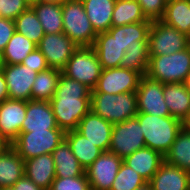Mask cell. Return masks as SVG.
Returning a JSON list of instances; mask_svg holds the SVG:
<instances>
[{
	"label": "cell",
	"mask_w": 190,
	"mask_h": 190,
	"mask_svg": "<svg viewBox=\"0 0 190 190\" xmlns=\"http://www.w3.org/2000/svg\"><path fill=\"white\" fill-rule=\"evenodd\" d=\"M49 102L58 128L64 132L75 130L91 110V90L61 73L55 95Z\"/></svg>",
	"instance_id": "6da1fadb"
},
{
	"label": "cell",
	"mask_w": 190,
	"mask_h": 190,
	"mask_svg": "<svg viewBox=\"0 0 190 190\" xmlns=\"http://www.w3.org/2000/svg\"><path fill=\"white\" fill-rule=\"evenodd\" d=\"M143 132L145 147L160 152L163 156L169 151L183 123L172 116L160 117L137 113L135 116Z\"/></svg>",
	"instance_id": "7a4b0ae2"
},
{
	"label": "cell",
	"mask_w": 190,
	"mask_h": 190,
	"mask_svg": "<svg viewBox=\"0 0 190 190\" xmlns=\"http://www.w3.org/2000/svg\"><path fill=\"white\" fill-rule=\"evenodd\" d=\"M91 110L111 124L134 118L138 112L136 92L91 93Z\"/></svg>",
	"instance_id": "3957f363"
},
{
	"label": "cell",
	"mask_w": 190,
	"mask_h": 190,
	"mask_svg": "<svg viewBox=\"0 0 190 190\" xmlns=\"http://www.w3.org/2000/svg\"><path fill=\"white\" fill-rule=\"evenodd\" d=\"M190 72V45L168 55L149 56L146 75L163 84L185 83Z\"/></svg>",
	"instance_id": "277c9868"
},
{
	"label": "cell",
	"mask_w": 190,
	"mask_h": 190,
	"mask_svg": "<svg viewBox=\"0 0 190 190\" xmlns=\"http://www.w3.org/2000/svg\"><path fill=\"white\" fill-rule=\"evenodd\" d=\"M63 33L78 47L93 46L97 33L81 0H66L62 2Z\"/></svg>",
	"instance_id": "5b68a950"
},
{
	"label": "cell",
	"mask_w": 190,
	"mask_h": 190,
	"mask_svg": "<svg viewBox=\"0 0 190 190\" xmlns=\"http://www.w3.org/2000/svg\"><path fill=\"white\" fill-rule=\"evenodd\" d=\"M102 67L92 46L78 47L66 63L62 74L77 80L91 91L97 85Z\"/></svg>",
	"instance_id": "8992f818"
},
{
	"label": "cell",
	"mask_w": 190,
	"mask_h": 190,
	"mask_svg": "<svg viewBox=\"0 0 190 190\" xmlns=\"http://www.w3.org/2000/svg\"><path fill=\"white\" fill-rule=\"evenodd\" d=\"M64 136L62 129L21 132L11 146L23 160H27L42 154H51L64 140Z\"/></svg>",
	"instance_id": "52a82bcc"
},
{
	"label": "cell",
	"mask_w": 190,
	"mask_h": 190,
	"mask_svg": "<svg viewBox=\"0 0 190 190\" xmlns=\"http://www.w3.org/2000/svg\"><path fill=\"white\" fill-rule=\"evenodd\" d=\"M190 45V37L161 20H153L148 35L149 56L174 54Z\"/></svg>",
	"instance_id": "ba28073f"
},
{
	"label": "cell",
	"mask_w": 190,
	"mask_h": 190,
	"mask_svg": "<svg viewBox=\"0 0 190 190\" xmlns=\"http://www.w3.org/2000/svg\"><path fill=\"white\" fill-rule=\"evenodd\" d=\"M144 147L143 132L136 117L113 124L109 152L124 159Z\"/></svg>",
	"instance_id": "9c48e42d"
},
{
	"label": "cell",
	"mask_w": 190,
	"mask_h": 190,
	"mask_svg": "<svg viewBox=\"0 0 190 190\" xmlns=\"http://www.w3.org/2000/svg\"><path fill=\"white\" fill-rule=\"evenodd\" d=\"M137 113L171 116L164 100L163 83L142 75L136 90Z\"/></svg>",
	"instance_id": "30bf717a"
},
{
	"label": "cell",
	"mask_w": 190,
	"mask_h": 190,
	"mask_svg": "<svg viewBox=\"0 0 190 190\" xmlns=\"http://www.w3.org/2000/svg\"><path fill=\"white\" fill-rule=\"evenodd\" d=\"M141 76L139 72L128 68L102 69L97 85L91 93L120 94L136 92Z\"/></svg>",
	"instance_id": "8fae6325"
},
{
	"label": "cell",
	"mask_w": 190,
	"mask_h": 190,
	"mask_svg": "<svg viewBox=\"0 0 190 190\" xmlns=\"http://www.w3.org/2000/svg\"><path fill=\"white\" fill-rule=\"evenodd\" d=\"M37 48L46 58L49 68L62 71L78 46L64 33L45 34Z\"/></svg>",
	"instance_id": "7c38bea8"
},
{
	"label": "cell",
	"mask_w": 190,
	"mask_h": 190,
	"mask_svg": "<svg viewBox=\"0 0 190 190\" xmlns=\"http://www.w3.org/2000/svg\"><path fill=\"white\" fill-rule=\"evenodd\" d=\"M123 159L107 151L85 170L91 190H110Z\"/></svg>",
	"instance_id": "4fadbf2b"
},
{
	"label": "cell",
	"mask_w": 190,
	"mask_h": 190,
	"mask_svg": "<svg viewBox=\"0 0 190 190\" xmlns=\"http://www.w3.org/2000/svg\"><path fill=\"white\" fill-rule=\"evenodd\" d=\"M5 76L9 99L32 100V85L37 72L22 64L0 65Z\"/></svg>",
	"instance_id": "5bb4252c"
},
{
	"label": "cell",
	"mask_w": 190,
	"mask_h": 190,
	"mask_svg": "<svg viewBox=\"0 0 190 190\" xmlns=\"http://www.w3.org/2000/svg\"><path fill=\"white\" fill-rule=\"evenodd\" d=\"M27 101L7 99L0 103V137L11 145L21 133Z\"/></svg>",
	"instance_id": "9a60e30c"
},
{
	"label": "cell",
	"mask_w": 190,
	"mask_h": 190,
	"mask_svg": "<svg viewBox=\"0 0 190 190\" xmlns=\"http://www.w3.org/2000/svg\"><path fill=\"white\" fill-rule=\"evenodd\" d=\"M113 124L90 110L78 123L77 131L103 152L109 151Z\"/></svg>",
	"instance_id": "2e32d148"
},
{
	"label": "cell",
	"mask_w": 190,
	"mask_h": 190,
	"mask_svg": "<svg viewBox=\"0 0 190 190\" xmlns=\"http://www.w3.org/2000/svg\"><path fill=\"white\" fill-rule=\"evenodd\" d=\"M60 129L57 126L55 116L49 101H27L25 120L22 123L21 132L45 131Z\"/></svg>",
	"instance_id": "e0dca14e"
},
{
	"label": "cell",
	"mask_w": 190,
	"mask_h": 190,
	"mask_svg": "<svg viewBox=\"0 0 190 190\" xmlns=\"http://www.w3.org/2000/svg\"><path fill=\"white\" fill-rule=\"evenodd\" d=\"M148 183L153 190H190V172L164 161Z\"/></svg>",
	"instance_id": "ac0fdd59"
},
{
	"label": "cell",
	"mask_w": 190,
	"mask_h": 190,
	"mask_svg": "<svg viewBox=\"0 0 190 190\" xmlns=\"http://www.w3.org/2000/svg\"><path fill=\"white\" fill-rule=\"evenodd\" d=\"M152 21L111 27L108 32L126 51L127 48L148 47V35Z\"/></svg>",
	"instance_id": "d6986e66"
},
{
	"label": "cell",
	"mask_w": 190,
	"mask_h": 190,
	"mask_svg": "<svg viewBox=\"0 0 190 190\" xmlns=\"http://www.w3.org/2000/svg\"><path fill=\"white\" fill-rule=\"evenodd\" d=\"M163 94L170 115L183 123L190 113V91L187 89L186 84H163Z\"/></svg>",
	"instance_id": "ffe728a7"
},
{
	"label": "cell",
	"mask_w": 190,
	"mask_h": 190,
	"mask_svg": "<svg viewBox=\"0 0 190 190\" xmlns=\"http://www.w3.org/2000/svg\"><path fill=\"white\" fill-rule=\"evenodd\" d=\"M163 162L164 156L149 147L141 148L123 159L124 164L133 168L147 182L154 176Z\"/></svg>",
	"instance_id": "44dd1931"
},
{
	"label": "cell",
	"mask_w": 190,
	"mask_h": 190,
	"mask_svg": "<svg viewBox=\"0 0 190 190\" xmlns=\"http://www.w3.org/2000/svg\"><path fill=\"white\" fill-rule=\"evenodd\" d=\"M24 162L25 175L38 187L50 190L55 179V163L52 154H42Z\"/></svg>",
	"instance_id": "7402d4cb"
},
{
	"label": "cell",
	"mask_w": 190,
	"mask_h": 190,
	"mask_svg": "<svg viewBox=\"0 0 190 190\" xmlns=\"http://www.w3.org/2000/svg\"><path fill=\"white\" fill-rule=\"evenodd\" d=\"M92 47L97 53L102 69L120 67L125 50L108 31L98 33Z\"/></svg>",
	"instance_id": "603a6c76"
},
{
	"label": "cell",
	"mask_w": 190,
	"mask_h": 190,
	"mask_svg": "<svg viewBox=\"0 0 190 190\" xmlns=\"http://www.w3.org/2000/svg\"><path fill=\"white\" fill-rule=\"evenodd\" d=\"M25 175V162L9 145L0 152V188L12 187Z\"/></svg>",
	"instance_id": "cb8c5ba5"
},
{
	"label": "cell",
	"mask_w": 190,
	"mask_h": 190,
	"mask_svg": "<svg viewBox=\"0 0 190 190\" xmlns=\"http://www.w3.org/2000/svg\"><path fill=\"white\" fill-rule=\"evenodd\" d=\"M85 13L95 32L102 33L112 27V16L116 0H81Z\"/></svg>",
	"instance_id": "d4e9b609"
},
{
	"label": "cell",
	"mask_w": 190,
	"mask_h": 190,
	"mask_svg": "<svg viewBox=\"0 0 190 190\" xmlns=\"http://www.w3.org/2000/svg\"><path fill=\"white\" fill-rule=\"evenodd\" d=\"M64 140L68 143L73 155L85 170L103 152L76 129L65 132Z\"/></svg>",
	"instance_id": "484cf974"
},
{
	"label": "cell",
	"mask_w": 190,
	"mask_h": 190,
	"mask_svg": "<svg viewBox=\"0 0 190 190\" xmlns=\"http://www.w3.org/2000/svg\"><path fill=\"white\" fill-rule=\"evenodd\" d=\"M55 163V177H78L85 174V169L73 155L68 143L63 140L51 153Z\"/></svg>",
	"instance_id": "4316f807"
},
{
	"label": "cell",
	"mask_w": 190,
	"mask_h": 190,
	"mask_svg": "<svg viewBox=\"0 0 190 190\" xmlns=\"http://www.w3.org/2000/svg\"><path fill=\"white\" fill-rule=\"evenodd\" d=\"M160 20L190 37V0L167 2L163 17Z\"/></svg>",
	"instance_id": "83f0119b"
},
{
	"label": "cell",
	"mask_w": 190,
	"mask_h": 190,
	"mask_svg": "<svg viewBox=\"0 0 190 190\" xmlns=\"http://www.w3.org/2000/svg\"><path fill=\"white\" fill-rule=\"evenodd\" d=\"M164 161L190 172V132L184 127L178 132L175 141L165 154Z\"/></svg>",
	"instance_id": "f1b7e54d"
},
{
	"label": "cell",
	"mask_w": 190,
	"mask_h": 190,
	"mask_svg": "<svg viewBox=\"0 0 190 190\" xmlns=\"http://www.w3.org/2000/svg\"><path fill=\"white\" fill-rule=\"evenodd\" d=\"M36 48L35 43L15 31L1 53V65L21 64L23 59Z\"/></svg>",
	"instance_id": "f546056e"
},
{
	"label": "cell",
	"mask_w": 190,
	"mask_h": 190,
	"mask_svg": "<svg viewBox=\"0 0 190 190\" xmlns=\"http://www.w3.org/2000/svg\"><path fill=\"white\" fill-rule=\"evenodd\" d=\"M45 34L63 33L62 3L40 4L32 6Z\"/></svg>",
	"instance_id": "4dcf8cb0"
},
{
	"label": "cell",
	"mask_w": 190,
	"mask_h": 190,
	"mask_svg": "<svg viewBox=\"0 0 190 190\" xmlns=\"http://www.w3.org/2000/svg\"><path fill=\"white\" fill-rule=\"evenodd\" d=\"M143 21L152 20L146 18L137 0H116L112 16V27Z\"/></svg>",
	"instance_id": "1f68e13d"
},
{
	"label": "cell",
	"mask_w": 190,
	"mask_h": 190,
	"mask_svg": "<svg viewBox=\"0 0 190 190\" xmlns=\"http://www.w3.org/2000/svg\"><path fill=\"white\" fill-rule=\"evenodd\" d=\"M62 71L48 68L37 74L32 85V100L50 101L55 95Z\"/></svg>",
	"instance_id": "d6a6232c"
},
{
	"label": "cell",
	"mask_w": 190,
	"mask_h": 190,
	"mask_svg": "<svg viewBox=\"0 0 190 190\" xmlns=\"http://www.w3.org/2000/svg\"><path fill=\"white\" fill-rule=\"evenodd\" d=\"M15 31L24 35L36 45L45 35L43 27L32 7L23 11L15 20Z\"/></svg>",
	"instance_id": "836d02e7"
},
{
	"label": "cell",
	"mask_w": 190,
	"mask_h": 190,
	"mask_svg": "<svg viewBox=\"0 0 190 190\" xmlns=\"http://www.w3.org/2000/svg\"><path fill=\"white\" fill-rule=\"evenodd\" d=\"M149 64L148 47L127 48L121 58L120 67L128 68L146 75Z\"/></svg>",
	"instance_id": "e575fe53"
},
{
	"label": "cell",
	"mask_w": 190,
	"mask_h": 190,
	"mask_svg": "<svg viewBox=\"0 0 190 190\" xmlns=\"http://www.w3.org/2000/svg\"><path fill=\"white\" fill-rule=\"evenodd\" d=\"M147 181L133 168L122 163L110 190H135Z\"/></svg>",
	"instance_id": "d590c367"
},
{
	"label": "cell",
	"mask_w": 190,
	"mask_h": 190,
	"mask_svg": "<svg viewBox=\"0 0 190 190\" xmlns=\"http://www.w3.org/2000/svg\"><path fill=\"white\" fill-rule=\"evenodd\" d=\"M50 190H91L86 173L78 177H55Z\"/></svg>",
	"instance_id": "8d00e7d4"
},
{
	"label": "cell",
	"mask_w": 190,
	"mask_h": 190,
	"mask_svg": "<svg viewBox=\"0 0 190 190\" xmlns=\"http://www.w3.org/2000/svg\"><path fill=\"white\" fill-rule=\"evenodd\" d=\"M143 14L149 20H160L163 17L166 1L165 0H137Z\"/></svg>",
	"instance_id": "74e56055"
},
{
	"label": "cell",
	"mask_w": 190,
	"mask_h": 190,
	"mask_svg": "<svg viewBox=\"0 0 190 190\" xmlns=\"http://www.w3.org/2000/svg\"><path fill=\"white\" fill-rule=\"evenodd\" d=\"M28 8L24 0H0V17L15 20Z\"/></svg>",
	"instance_id": "f35d334b"
},
{
	"label": "cell",
	"mask_w": 190,
	"mask_h": 190,
	"mask_svg": "<svg viewBox=\"0 0 190 190\" xmlns=\"http://www.w3.org/2000/svg\"><path fill=\"white\" fill-rule=\"evenodd\" d=\"M21 64L33 69L37 73L49 68L46 58L38 48L29 53Z\"/></svg>",
	"instance_id": "ab89813d"
},
{
	"label": "cell",
	"mask_w": 190,
	"mask_h": 190,
	"mask_svg": "<svg viewBox=\"0 0 190 190\" xmlns=\"http://www.w3.org/2000/svg\"><path fill=\"white\" fill-rule=\"evenodd\" d=\"M15 32L14 20L0 17V54Z\"/></svg>",
	"instance_id": "60d3db41"
},
{
	"label": "cell",
	"mask_w": 190,
	"mask_h": 190,
	"mask_svg": "<svg viewBox=\"0 0 190 190\" xmlns=\"http://www.w3.org/2000/svg\"><path fill=\"white\" fill-rule=\"evenodd\" d=\"M13 190H44L38 187L32 180H30L26 175L21 177L15 184L11 187Z\"/></svg>",
	"instance_id": "b9f144b4"
},
{
	"label": "cell",
	"mask_w": 190,
	"mask_h": 190,
	"mask_svg": "<svg viewBox=\"0 0 190 190\" xmlns=\"http://www.w3.org/2000/svg\"><path fill=\"white\" fill-rule=\"evenodd\" d=\"M9 98L5 76L0 68V103Z\"/></svg>",
	"instance_id": "7bdbcfd3"
},
{
	"label": "cell",
	"mask_w": 190,
	"mask_h": 190,
	"mask_svg": "<svg viewBox=\"0 0 190 190\" xmlns=\"http://www.w3.org/2000/svg\"><path fill=\"white\" fill-rule=\"evenodd\" d=\"M66 0H38V3L40 4H57V3H62Z\"/></svg>",
	"instance_id": "ee69618b"
},
{
	"label": "cell",
	"mask_w": 190,
	"mask_h": 190,
	"mask_svg": "<svg viewBox=\"0 0 190 190\" xmlns=\"http://www.w3.org/2000/svg\"><path fill=\"white\" fill-rule=\"evenodd\" d=\"M183 127L190 132V114L188 116V118L183 122Z\"/></svg>",
	"instance_id": "f6af8a7d"
},
{
	"label": "cell",
	"mask_w": 190,
	"mask_h": 190,
	"mask_svg": "<svg viewBox=\"0 0 190 190\" xmlns=\"http://www.w3.org/2000/svg\"><path fill=\"white\" fill-rule=\"evenodd\" d=\"M9 144L0 137V152H2Z\"/></svg>",
	"instance_id": "bcb514c9"
},
{
	"label": "cell",
	"mask_w": 190,
	"mask_h": 190,
	"mask_svg": "<svg viewBox=\"0 0 190 190\" xmlns=\"http://www.w3.org/2000/svg\"><path fill=\"white\" fill-rule=\"evenodd\" d=\"M135 190H153L152 187L150 186V184L147 182L145 183L143 186L135 189Z\"/></svg>",
	"instance_id": "7dc6e473"
},
{
	"label": "cell",
	"mask_w": 190,
	"mask_h": 190,
	"mask_svg": "<svg viewBox=\"0 0 190 190\" xmlns=\"http://www.w3.org/2000/svg\"><path fill=\"white\" fill-rule=\"evenodd\" d=\"M26 2V4L29 7H32L33 5H35L36 3H38V0H24Z\"/></svg>",
	"instance_id": "c3c4849f"
},
{
	"label": "cell",
	"mask_w": 190,
	"mask_h": 190,
	"mask_svg": "<svg viewBox=\"0 0 190 190\" xmlns=\"http://www.w3.org/2000/svg\"><path fill=\"white\" fill-rule=\"evenodd\" d=\"M185 84H186L187 89L190 91V72H189L188 77L185 81Z\"/></svg>",
	"instance_id": "681fc988"
},
{
	"label": "cell",
	"mask_w": 190,
	"mask_h": 190,
	"mask_svg": "<svg viewBox=\"0 0 190 190\" xmlns=\"http://www.w3.org/2000/svg\"><path fill=\"white\" fill-rule=\"evenodd\" d=\"M0 190H13L11 187L8 188H0Z\"/></svg>",
	"instance_id": "f907efd6"
}]
</instances>
